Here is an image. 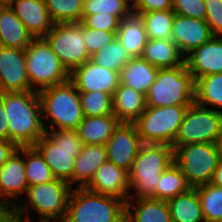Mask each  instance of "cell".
Segmentation results:
<instances>
[{
    "mask_svg": "<svg viewBox=\"0 0 222 222\" xmlns=\"http://www.w3.org/2000/svg\"><path fill=\"white\" fill-rule=\"evenodd\" d=\"M107 161L105 145L83 144L75 159L73 170L74 187H85L98 168Z\"/></svg>",
    "mask_w": 222,
    "mask_h": 222,
    "instance_id": "25",
    "label": "cell"
},
{
    "mask_svg": "<svg viewBox=\"0 0 222 222\" xmlns=\"http://www.w3.org/2000/svg\"><path fill=\"white\" fill-rule=\"evenodd\" d=\"M142 144L135 124L120 122L105 144L107 161L129 172Z\"/></svg>",
    "mask_w": 222,
    "mask_h": 222,
    "instance_id": "14",
    "label": "cell"
},
{
    "mask_svg": "<svg viewBox=\"0 0 222 222\" xmlns=\"http://www.w3.org/2000/svg\"><path fill=\"white\" fill-rule=\"evenodd\" d=\"M50 167L56 179L68 182L72 187L76 157L83 142L77 130H46L34 145Z\"/></svg>",
    "mask_w": 222,
    "mask_h": 222,
    "instance_id": "5",
    "label": "cell"
},
{
    "mask_svg": "<svg viewBox=\"0 0 222 222\" xmlns=\"http://www.w3.org/2000/svg\"><path fill=\"white\" fill-rule=\"evenodd\" d=\"M158 71L159 68L141 57L131 58L119 73L120 83L146 95Z\"/></svg>",
    "mask_w": 222,
    "mask_h": 222,
    "instance_id": "27",
    "label": "cell"
},
{
    "mask_svg": "<svg viewBox=\"0 0 222 222\" xmlns=\"http://www.w3.org/2000/svg\"><path fill=\"white\" fill-rule=\"evenodd\" d=\"M43 38L69 73L90 60L81 22L54 24Z\"/></svg>",
    "mask_w": 222,
    "mask_h": 222,
    "instance_id": "11",
    "label": "cell"
},
{
    "mask_svg": "<svg viewBox=\"0 0 222 222\" xmlns=\"http://www.w3.org/2000/svg\"><path fill=\"white\" fill-rule=\"evenodd\" d=\"M33 91L26 68L25 49L0 46V93Z\"/></svg>",
    "mask_w": 222,
    "mask_h": 222,
    "instance_id": "15",
    "label": "cell"
},
{
    "mask_svg": "<svg viewBox=\"0 0 222 222\" xmlns=\"http://www.w3.org/2000/svg\"><path fill=\"white\" fill-rule=\"evenodd\" d=\"M19 147L11 140H0V167Z\"/></svg>",
    "mask_w": 222,
    "mask_h": 222,
    "instance_id": "44",
    "label": "cell"
},
{
    "mask_svg": "<svg viewBox=\"0 0 222 222\" xmlns=\"http://www.w3.org/2000/svg\"><path fill=\"white\" fill-rule=\"evenodd\" d=\"M25 56L33 91L39 92L70 79V73L44 38H34L25 48Z\"/></svg>",
    "mask_w": 222,
    "mask_h": 222,
    "instance_id": "8",
    "label": "cell"
},
{
    "mask_svg": "<svg viewBox=\"0 0 222 222\" xmlns=\"http://www.w3.org/2000/svg\"><path fill=\"white\" fill-rule=\"evenodd\" d=\"M27 188L23 146L0 167V212L7 215L20 202Z\"/></svg>",
    "mask_w": 222,
    "mask_h": 222,
    "instance_id": "13",
    "label": "cell"
},
{
    "mask_svg": "<svg viewBox=\"0 0 222 222\" xmlns=\"http://www.w3.org/2000/svg\"><path fill=\"white\" fill-rule=\"evenodd\" d=\"M8 120L9 140L18 147L33 146L46 130L36 91L0 93Z\"/></svg>",
    "mask_w": 222,
    "mask_h": 222,
    "instance_id": "2",
    "label": "cell"
},
{
    "mask_svg": "<svg viewBox=\"0 0 222 222\" xmlns=\"http://www.w3.org/2000/svg\"><path fill=\"white\" fill-rule=\"evenodd\" d=\"M171 222H205L195 188L167 201Z\"/></svg>",
    "mask_w": 222,
    "mask_h": 222,
    "instance_id": "29",
    "label": "cell"
},
{
    "mask_svg": "<svg viewBox=\"0 0 222 222\" xmlns=\"http://www.w3.org/2000/svg\"><path fill=\"white\" fill-rule=\"evenodd\" d=\"M38 222H66L64 219H55V220H42Z\"/></svg>",
    "mask_w": 222,
    "mask_h": 222,
    "instance_id": "49",
    "label": "cell"
},
{
    "mask_svg": "<svg viewBox=\"0 0 222 222\" xmlns=\"http://www.w3.org/2000/svg\"><path fill=\"white\" fill-rule=\"evenodd\" d=\"M173 11L175 14L205 20L206 7L204 0H173Z\"/></svg>",
    "mask_w": 222,
    "mask_h": 222,
    "instance_id": "40",
    "label": "cell"
},
{
    "mask_svg": "<svg viewBox=\"0 0 222 222\" xmlns=\"http://www.w3.org/2000/svg\"><path fill=\"white\" fill-rule=\"evenodd\" d=\"M190 188L185 176L173 162L161 173L156 190L149 197L168 201L177 195L186 193Z\"/></svg>",
    "mask_w": 222,
    "mask_h": 222,
    "instance_id": "31",
    "label": "cell"
},
{
    "mask_svg": "<svg viewBox=\"0 0 222 222\" xmlns=\"http://www.w3.org/2000/svg\"><path fill=\"white\" fill-rule=\"evenodd\" d=\"M213 36L205 20L175 14L171 40L178 46L184 56L195 48L200 47L203 43L208 42Z\"/></svg>",
    "mask_w": 222,
    "mask_h": 222,
    "instance_id": "17",
    "label": "cell"
},
{
    "mask_svg": "<svg viewBox=\"0 0 222 222\" xmlns=\"http://www.w3.org/2000/svg\"><path fill=\"white\" fill-rule=\"evenodd\" d=\"M185 64L194 80L222 73V36H213L208 42L192 50L185 56Z\"/></svg>",
    "mask_w": 222,
    "mask_h": 222,
    "instance_id": "19",
    "label": "cell"
},
{
    "mask_svg": "<svg viewBox=\"0 0 222 222\" xmlns=\"http://www.w3.org/2000/svg\"><path fill=\"white\" fill-rule=\"evenodd\" d=\"M215 144H216V147H217V151L220 155V159H222V129H221V132H220L219 137L217 138Z\"/></svg>",
    "mask_w": 222,
    "mask_h": 222,
    "instance_id": "47",
    "label": "cell"
},
{
    "mask_svg": "<svg viewBox=\"0 0 222 222\" xmlns=\"http://www.w3.org/2000/svg\"><path fill=\"white\" fill-rule=\"evenodd\" d=\"M188 106L190 105L147 106L134 122L142 143L173 146Z\"/></svg>",
    "mask_w": 222,
    "mask_h": 222,
    "instance_id": "10",
    "label": "cell"
},
{
    "mask_svg": "<svg viewBox=\"0 0 222 222\" xmlns=\"http://www.w3.org/2000/svg\"><path fill=\"white\" fill-rule=\"evenodd\" d=\"M141 58L159 69L185 64V56L171 39H148Z\"/></svg>",
    "mask_w": 222,
    "mask_h": 222,
    "instance_id": "26",
    "label": "cell"
},
{
    "mask_svg": "<svg viewBox=\"0 0 222 222\" xmlns=\"http://www.w3.org/2000/svg\"><path fill=\"white\" fill-rule=\"evenodd\" d=\"M211 183L215 186L222 188V159L219 160V163L215 169Z\"/></svg>",
    "mask_w": 222,
    "mask_h": 222,
    "instance_id": "46",
    "label": "cell"
},
{
    "mask_svg": "<svg viewBox=\"0 0 222 222\" xmlns=\"http://www.w3.org/2000/svg\"><path fill=\"white\" fill-rule=\"evenodd\" d=\"M194 102L222 112V73L202 76L195 80Z\"/></svg>",
    "mask_w": 222,
    "mask_h": 222,
    "instance_id": "30",
    "label": "cell"
},
{
    "mask_svg": "<svg viewBox=\"0 0 222 222\" xmlns=\"http://www.w3.org/2000/svg\"><path fill=\"white\" fill-rule=\"evenodd\" d=\"M206 7L205 21L214 36H222V0H204Z\"/></svg>",
    "mask_w": 222,
    "mask_h": 222,
    "instance_id": "42",
    "label": "cell"
},
{
    "mask_svg": "<svg viewBox=\"0 0 222 222\" xmlns=\"http://www.w3.org/2000/svg\"><path fill=\"white\" fill-rule=\"evenodd\" d=\"M9 7L34 38H43L54 25L45 0H12Z\"/></svg>",
    "mask_w": 222,
    "mask_h": 222,
    "instance_id": "20",
    "label": "cell"
},
{
    "mask_svg": "<svg viewBox=\"0 0 222 222\" xmlns=\"http://www.w3.org/2000/svg\"><path fill=\"white\" fill-rule=\"evenodd\" d=\"M117 32H107L104 30H96L84 26V39L89 55L97 53L105 45H108L116 39Z\"/></svg>",
    "mask_w": 222,
    "mask_h": 222,
    "instance_id": "39",
    "label": "cell"
},
{
    "mask_svg": "<svg viewBox=\"0 0 222 222\" xmlns=\"http://www.w3.org/2000/svg\"><path fill=\"white\" fill-rule=\"evenodd\" d=\"M0 140H9L8 120L0 98Z\"/></svg>",
    "mask_w": 222,
    "mask_h": 222,
    "instance_id": "45",
    "label": "cell"
},
{
    "mask_svg": "<svg viewBox=\"0 0 222 222\" xmlns=\"http://www.w3.org/2000/svg\"><path fill=\"white\" fill-rule=\"evenodd\" d=\"M133 58L116 38L97 53L90 56V61L107 69L119 72L129 59Z\"/></svg>",
    "mask_w": 222,
    "mask_h": 222,
    "instance_id": "33",
    "label": "cell"
},
{
    "mask_svg": "<svg viewBox=\"0 0 222 222\" xmlns=\"http://www.w3.org/2000/svg\"><path fill=\"white\" fill-rule=\"evenodd\" d=\"M24 163L28 187L48 183L56 179L50 167L34 146H24Z\"/></svg>",
    "mask_w": 222,
    "mask_h": 222,
    "instance_id": "32",
    "label": "cell"
},
{
    "mask_svg": "<svg viewBox=\"0 0 222 222\" xmlns=\"http://www.w3.org/2000/svg\"><path fill=\"white\" fill-rule=\"evenodd\" d=\"M132 11L130 0H83L82 19L85 16L102 13L114 15L121 20Z\"/></svg>",
    "mask_w": 222,
    "mask_h": 222,
    "instance_id": "37",
    "label": "cell"
},
{
    "mask_svg": "<svg viewBox=\"0 0 222 222\" xmlns=\"http://www.w3.org/2000/svg\"><path fill=\"white\" fill-rule=\"evenodd\" d=\"M113 114L120 122L134 123L147 108L146 95L119 83L113 96Z\"/></svg>",
    "mask_w": 222,
    "mask_h": 222,
    "instance_id": "21",
    "label": "cell"
},
{
    "mask_svg": "<svg viewBox=\"0 0 222 222\" xmlns=\"http://www.w3.org/2000/svg\"><path fill=\"white\" fill-rule=\"evenodd\" d=\"M148 39H171L173 10L141 13Z\"/></svg>",
    "mask_w": 222,
    "mask_h": 222,
    "instance_id": "36",
    "label": "cell"
},
{
    "mask_svg": "<svg viewBox=\"0 0 222 222\" xmlns=\"http://www.w3.org/2000/svg\"><path fill=\"white\" fill-rule=\"evenodd\" d=\"M81 23L87 27L96 30H104L107 32H117L120 20L111 14L104 15L102 13L85 16Z\"/></svg>",
    "mask_w": 222,
    "mask_h": 222,
    "instance_id": "41",
    "label": "cell"
},
{
    "mask_svg": "<svg viewBox=\"0 0 222 222\" xmlns=\"http://www.w3.org/2000/svg\"><path fill=\"white\" fill-rule=\"evenodd\" d=\"M126 202L108 195L92 192L85 187H73L66 222H120L125 217Z\"/></svg>",
    "mask_w": 222,
    "mask_h": 222,
    "instance_id": "6",
    "label": "cell"
},
{
    "mask_svg": "<svg viewBox=\"0 0 222 222\" xmlns=\"http://www.w3.org/2000/svg\"><path fill=\"white\" fill-rule=\"evenodd\" d=\"M119 123L115 115L84 117L77 131L83 144L105 145Z\"/></svg>",
    "mask_w": 222,
    "mask_h": 222,
    "instance_id": "28",
    "label": "cell"
},
{
    "mask_svg": "<svg viewBox=\"0 0 222 222\" xmlns=\"http://www.w3.org/2000/svg\"><path fill=\"white\" fill-rule=\"evenodd\" d=\"M0 222H17V221L9 218L7 215H4V216L1 218Z\"/></svg>",
    "mask_w": 222,
    "mask_h": 222,
    "instance_id": "48",
    "label": "cell"
},
{
    "mask_svg": "<svg viewBox=\"0 0 222 222\" xmlns=\"http://www.w3.org/2000/svg\"><path fill=\"white\" fill-rule=\"evenodd\" d=\"M147 106L191 105L195 101V80L186 64L159 69L146 94Z\"/></svg>",
    "mask_w": 222,
    "mask_h": 222,
    "instance_id": "7",
    "label": "cell"
},
{
    "mask_svg": "<svg viewBox=\"0 0 222 222\" xmlns=\"http://www.w3.org/2000/svg\"><path fill=\"white\" fill-rule=\"evenodd\" d=\"M45 130H77L84 118L79 91L69 79L38 92Z\"/></svg>",
    "mask_w": 222,
    "mask_h": 222,
    "instance_id": "3",
    "label": "cell"
},
{
    "mask_svg": "<svg viewBox=\"0 0 222 222\" xmlns=\"http://www.w3.org/2000/svg\"><path fill=\"white\" fill-rule=\"evenodd\" d=\"M174 162L173 147L167 144L143 143L129 170V198L149 197L157 187L160 175Z\"/></svg>",
    "mask_w": 222,
    "mask_h": 222,
    "instance_id": "4",
    "label": "cell"
},
{
    "mask_svg": "<svg viewBox=\"0 0 222 222\" xmlns=\"http://www.w3.org/2000/svg\"><path fill=\"white\" fill-rule=\"evenodd\" d=\"M84 117L114 115L112 95L101 91L79 92Z\"/></svg>",
    "mask_w": 222,
    "mask_h": 222,
    "instance_id": "38",
    "label": "cell"
},
{
    "mask_svg": "<svg viewBox=\"0 0 222 222\" xmlns=\"http://www.w3.org/2000/svg\"><path fill=\"white\" fill-rule=\"evenodd\" d=\"M70 80L79 92L101 91L113 96L120 83L119 72L96 65L90 60L70 73Z\"/></svg>",
    "mask_w": 222,
    "mask_h": 222,
    "instance_id": "16",
    "label": "cell"
},
{
    "mask_svg": "<svg viewBox=\"0 0 222 222\" xmlns=\"http://www.w3.org/2000/svg\"><path fill=\"white\" fill-rule=\"evenodd\" d=\"M54 24L80 23L82 20L83 0H45Z\"/></svg>",
    "mask_w": 222,
    "mask_h": 222,
    "instance_id": "35",
    "label": "cell"
},
{
    "mask_svg": "<svg viewBox=\"0 0 222 222\" xmlns=\"http://www.w3.org/2000/svg\"><path fill=\"white\" fill-rule=\"evenodd\" d=\"M116 38L133 57H141L148 41L141 13L131 11L119 23Z\"/></svg>",
    "mask_w": 222,
    "mask_h": 222,
    "instance_id": "22",
    "label": "cell"
},
{
    "mask_svg": "<svg viewBox=\"0 0 222 222\" xmlns=\"http://www.w3.org/2000/svg\"><path fill=\"white\" fill-rule=\"evenodd\" d=\"M33 39L9 5L0 6V46L25 49Z\"/></svg>",
    "mask_w": 222,
    "mask_h": 222,
    "instance_id": "24",
    "label": "cell"
},
{
    "mask_svg": "<svg viewBox=\"0 0 222 222\" xmlns=\"http://www.w3.org/2000/svg\"><path fill=\"white\" fill-rule=\"evenodd\" d=\"M222 129V112L202 107L195 102L188 106L173 145L216 143Z\"/></svg>",
    "mask_w": 222,
    "mask_h": 222,
    "instance_id": "12",
    "label": "cell"
},
{
    "mask_svg": "<svg viewBox=\"0 0 222 222\" xmlns=\"http://www.w3.org/2000/svg\"><path fill=\"white\" fill-rule=\"evenodd\" d=\"M4 215L0 212V220H1V218L3 217Z\"/></svg>",
    "mask_w": 222,
    "mask_h": 222,
    "instance_id": "52",
    "label": "cell"
},
{
    "mask_svg": "<svg viewBox=\"0 0 222 222\" xmlns=\"http://www.w3.org/2000/svg\"><path fill=\"white\" fill-rule=\"evenodd\" d=\"M72 189L68 182L60 179L29 186L25 197L7 216L17 222L64 219Z\"/></svg>",
    "mask_w": 222,
    "mask_h": 222,
    "instance_id": "1",
    "label": "cell"
},
{
    "mask_svg": "<svg viewBox=\"0 0 222 222\" xmlns=\"http://www.w3.org/2000/svg\"><path fill=\"white\" fill-rule=\"evenodd\" d=\"M205 222L222 221V188L212 183L195 187Z\"/></svg>",
    "mask_w": 222,
    "mask_h": 222,
    "instance_id": "34",
    "label": "cell"
},
{
    "mask_svg": "<svg viewBox=\"0 0 222 222\" xmlns=\"http://www.w3.org/2000/svg\"><path fill=\"white\" fill-rule=\"evenodd\" d=\"M172 147L174 163L191 188L211 183L220 160L216 144L195 143Z\"/></svg>",
    "mask_w": 222,
    "mask_h": 222,
    "instance_id": "9",
    "label": "cell"
},
{
    "mask_svg": "<svg viewBox=\"0 0 222 222\" xmlns=\"http://www.w3.org/2000/svg\"><path fill=\"white\" fill-rule=\"evenodd\" d=\"M173 10V0H133L132 11L146 13Z\"/></svg>",
    "mask_w": 222,
    "mask_h": 222,
    "instance_id": "43",
    "label": "cell"
},
{
    "mask_svg": "<svg viewBox=\"0 0 222 222\" xmlns=\"http://www.w3.org/2000/svg\"><path fill=\"white\" fill-rule=\"evenodd\" d=\"M12 0H0V6L9 5Z\"/></svg>",
    "mask_w": 222,
    "mask_h": 222,
    "instance_id": "50",
    "label": "cell"
},
{
    "mask_svg": "<svg viewBox=\"0 0 222 222\" xmlns=\"http://www.w3.org/2000/svg\"><path fill=\"white\" fill-rule=\"evenodd\" d=\"M125 217L129 222H171L167 201L150 197L129 198Z\"/></svg>",
    "mask_w": 222,
    "mask_h": 222,
    "instance_id": "23",
    "label": "cell"
},
{
    "mask_svg": "<svg viewBox=\"0 0 222 222\" xmlns=\"http://www.w3.org/2000/svg\"><path fill=\"white\" fill-rule=\"evenodd\" d=\"M120 222H129L126 217H124Z\"/></svg>",
    "mask_w": 222,
    "mask_h": 222,
    "instance_id": "51",
    "label": "cell"
},
{
    "mask_svg": "<svg viewBox=\"0 0 222 222\" xmlns=\"http://www.w3.org/2000/svg\"><path fill=\"white\" fill-rule=\"evenodd\" d=\"M86 189L108 196L117 197L125 202L130 197L129 173L111 162H104L93 175Z\"/></svg>",
    "mask_w": 222,
    "mask_h": 222,
    "instance_id": "18",
    "label": "cell"
}]
</instances>
